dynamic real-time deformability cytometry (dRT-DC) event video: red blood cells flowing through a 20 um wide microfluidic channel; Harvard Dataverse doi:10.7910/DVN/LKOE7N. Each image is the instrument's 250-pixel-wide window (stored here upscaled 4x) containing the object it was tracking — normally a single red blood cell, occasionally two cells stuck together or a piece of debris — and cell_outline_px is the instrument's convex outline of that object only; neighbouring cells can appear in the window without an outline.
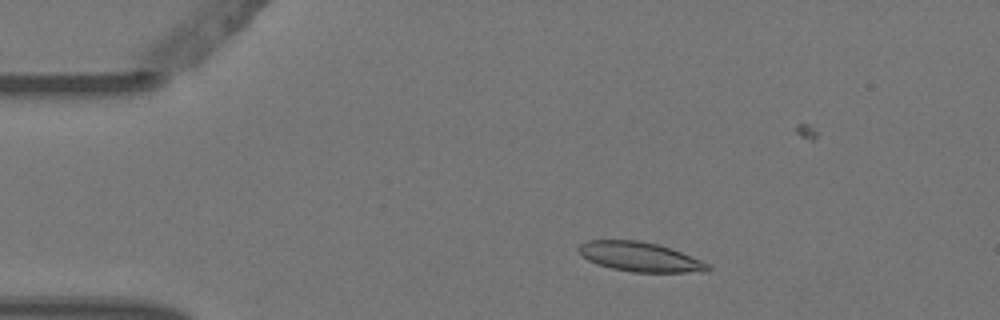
{"species": "Egyptian fruit bat (a non-hibernating species)", "species_latin": "Rousettus aegyptiacus", "temperature_condition": "warm", "stored_images_in_passage": 3, "segment_of_instrument_passage": [1, 2], "camera_frame_rate_fps": 3000, "um_per_image_px": 0.085, "animal": {"sex": "female"}, "frame": {"image": 1, "passage_image": 2, "time_ms": 0.333, "image_size_px": [1000, 320], "cell_outline_px": [[712, 268], [708, 272], [632, 272], [612, 268], [596, 264], [588, 260], [576, 248], [580, 244], [588, 240], [640, 240], [656, 244], [680, 252], [700, 260], [708, 264]], "centroid_in_image_um": [54.38, 21.83], "position_along_channel_um": 30.6, "area_um2": 22.02}}